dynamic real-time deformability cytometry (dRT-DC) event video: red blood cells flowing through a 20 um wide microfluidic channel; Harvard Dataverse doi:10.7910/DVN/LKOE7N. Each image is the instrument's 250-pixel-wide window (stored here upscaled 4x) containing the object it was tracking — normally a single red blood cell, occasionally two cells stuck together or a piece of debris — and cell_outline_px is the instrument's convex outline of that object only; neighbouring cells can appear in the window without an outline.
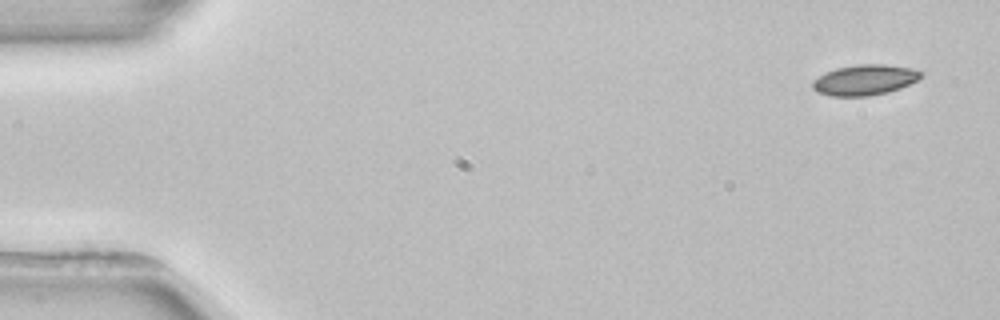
{"species": "common noctule bat (a hibernating species)", "species_latin": "Nyctalus noctula", "temperature_condition": "room temperature", "stored_images_in_passage": 6, "camera_frame_rate_fps": 3000, "um_per_image_px": 0.085, "animal": {"sex": "female", "body_mass_g": 22.7, "forearm_length_mm": 54.2}, "frame": {"image": 1, "passage_image": 1, "time_ms": 0.0, "image_size_px": [1000, 320], "cell_outline_px": [[924, 72], [916, 80], [900, 88], [888, 92], [868, 96], [828, 96], [816, 92], [812, 88], [812, 80], [824, 72], [836, 68], [856, 64], [884, 64], [912, 68]], "centroid_in_image_um": [73.44, 6.79], "position_along_channel_um": 11.6, "area_um2": 19.42}}
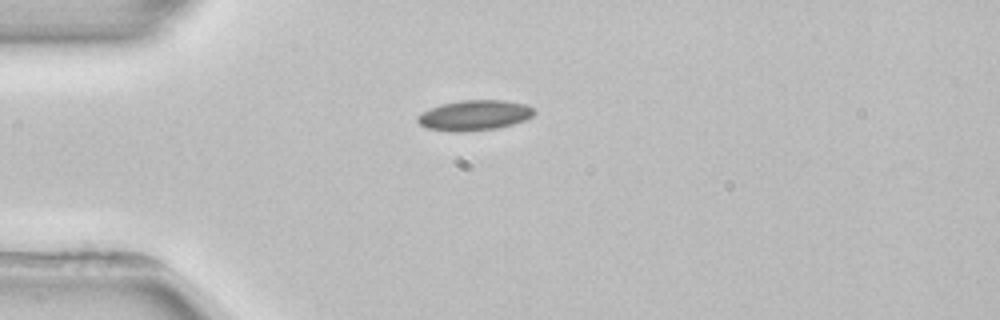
{"frame": {"image": 2, "passage_image": 4, "time_ms": 3.667, "image_size_px": [1000, 320], "cell_outline_px": [[536, 112], [532, 116], [524, 120], [512, 124], [496, 128], [464, 132], [448, 132], [428, 128], [420, 124], [416, 120], [416, 116], [420, 112], [428, 108], [440, 104], [460, 100], [504, 100], [524, 104], [532, 108]], "centroid_in_image_um": [40.26, 9.8], "position_along_channel_um": 44.7, "area_um2": 20.75}}